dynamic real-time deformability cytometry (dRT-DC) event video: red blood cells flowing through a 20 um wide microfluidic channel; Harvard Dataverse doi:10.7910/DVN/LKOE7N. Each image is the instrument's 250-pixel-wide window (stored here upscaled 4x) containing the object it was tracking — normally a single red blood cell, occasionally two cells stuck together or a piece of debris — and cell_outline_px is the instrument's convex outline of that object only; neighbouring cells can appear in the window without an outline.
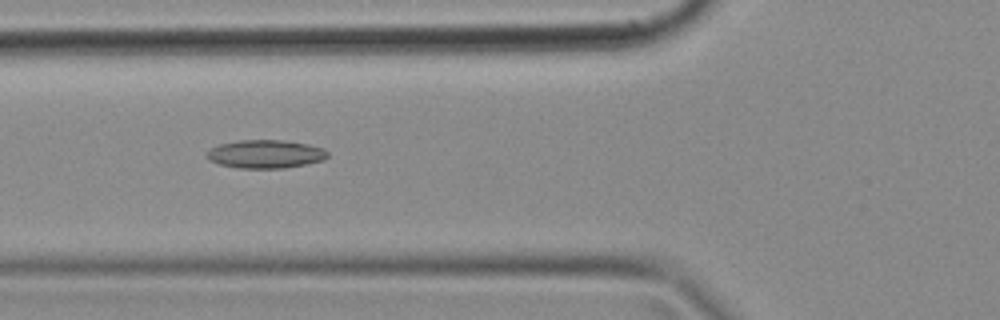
{"species": "common noctule bat (a hibernating species)", "species_latin": "Nyctalus noctula", "temperature_condition": "cold", "stored_images_in_passage": 49, "camera_frame_rate_fps": 3000, "um_per_image_px": 0.085, "animal": {"sex": "female", "body_mass_g": 18.4}, "frame": {"image": 1, "passage_image": 18, "time_ms": 5.667, "image_size_px": [1000, 320], "cell_outline_px": [[328, 156], [324, 160], [284, 168], [240, 168], [220, 164], [204, 156], [212, 148], [220, 144], [236, 140], [284, 140], [308, 144], [324, 148], [328, 152]], "centroid_in_image_um": [22.59, 13.08], "position_along_channel_um": 103.2, "area_um2": 19.83}}
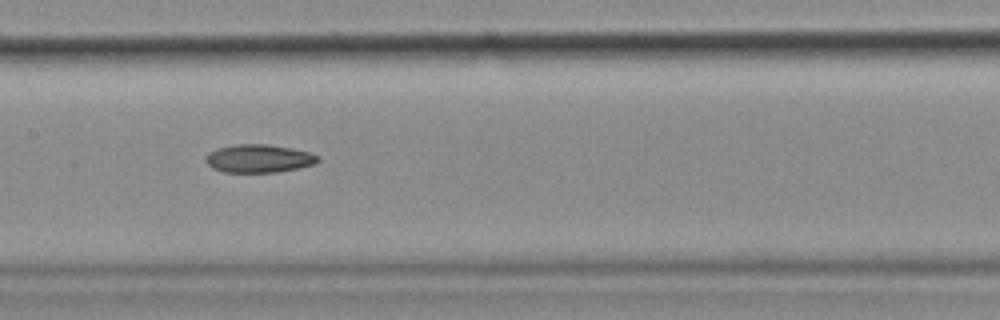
{"frame": {"image": 2, "passage_image": 24, "time_ms": 7.667, "image_size_px": [1000, 320], "cell_outline_px": [[320, 160], [316, 164], [276, 172], [224, 172], [212, 168], [204, 160], [208, 152], [216, 148], [236, 144], [268, 144], [308, 152], [320, 156]], "centroid_in_image_um": [21.97, 13.47], "position_along_channel_um": 185.4, "area_um2": 18.38}}
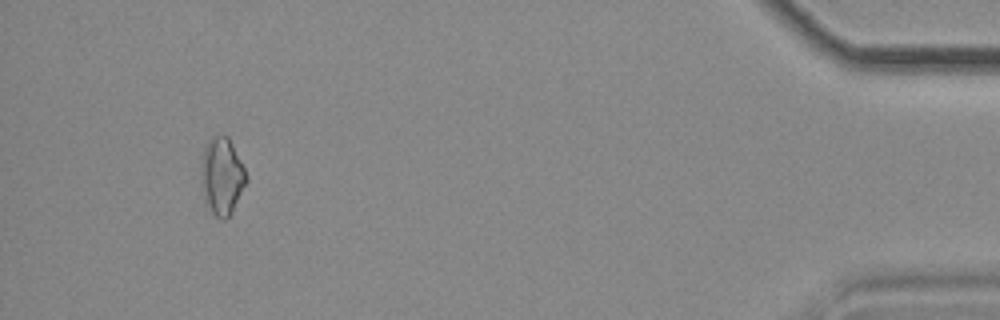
{"frame": {"image": 3, "passage_image": 46, "time_ms": 15.0, "image_size_px": [1000, 320], "cell_outline_px": [[248, 180], [232, 212], [224, 220], [220, 220], [204, 204], [200, 180], [200, 160], [204, 148], [208, 140], [216, 136], [228, 136], [248, 176]], "centroid_in_image_um": [18.83, 15.01], "position_along_channel_um": 416.4, "area_um2": 20.63}}